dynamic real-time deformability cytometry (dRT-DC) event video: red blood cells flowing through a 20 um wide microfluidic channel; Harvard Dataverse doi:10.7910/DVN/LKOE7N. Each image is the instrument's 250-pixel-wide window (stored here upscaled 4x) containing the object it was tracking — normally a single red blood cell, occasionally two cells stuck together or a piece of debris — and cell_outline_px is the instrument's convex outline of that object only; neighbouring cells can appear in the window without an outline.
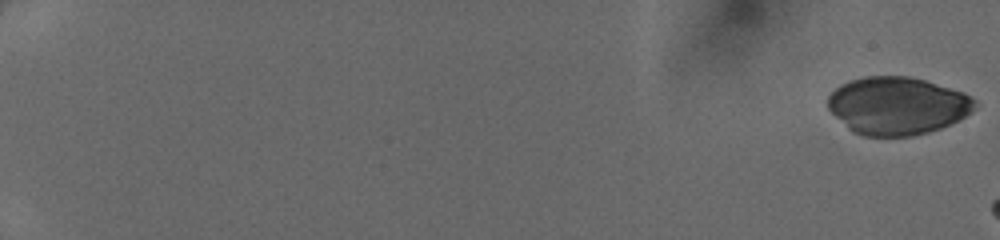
{"species": "human", "species_latin": "Homo sapiens", "temperature_condition": "cold", "stored_images_in_passage": 16, "camera_frame_rate_fps": 3000, "um_per_image_px": 0.085, "donor": {"sex": "female"}, "frame": {"image": 1, "passage_image": 1, "time_ms": 0.0, "image_size_px": [1000, 240], "cell_outline_px": [[976, 104], [964, 116], [940, 128], [928, 132], [912, 136], [864, 136], [852, 132], [828, 108], [828, 96], [840, 84], [864, 76], [908, 76], [924, 80], [964, 92], [972, 96], [976, 100]], "centroid_in_image_um": [76.25, 8.98], "position_along_channel_um": 8.8, "area_um2": 49.07}}